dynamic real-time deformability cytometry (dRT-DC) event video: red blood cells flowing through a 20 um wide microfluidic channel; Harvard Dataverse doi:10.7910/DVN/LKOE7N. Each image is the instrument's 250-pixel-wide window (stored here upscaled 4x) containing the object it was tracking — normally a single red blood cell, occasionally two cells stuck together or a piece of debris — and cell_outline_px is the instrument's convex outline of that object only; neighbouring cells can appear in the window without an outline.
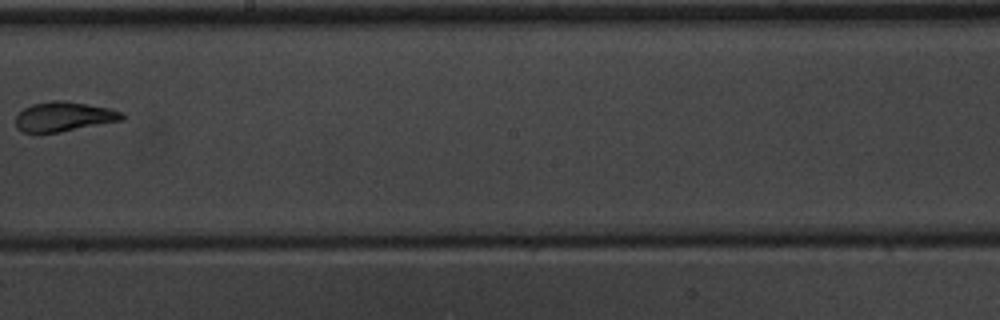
{"species": "common noctule bat (a hibernating species)", "species_latin": "Nyctalus noctula", "temperature_condition": "warm", "stored_images_in_passage": 10, "camera_frame_rate_fps": 3000, "um_per_image_px": 0.085, "animal": {"sex": "male", "body_mass_g": 20.1, "forearm_length_mm": 53.5}, "frame": {"image": 1, "passage_image": 10, "time_ms": 11.333, "image_size_px": [1000, 320], "cell_outline_px": [[124, 120], [60, 132], [24, 132], [16, 128], [16, 116], [24, 108], [32, 104], [52, 100], [64, 100], [88, 104], [108, 108], [124, 112]], "centroid_in_image_um": [5.45, 9.9], "position_along_channel_um": 242.8, "area_um2": 18.38}}